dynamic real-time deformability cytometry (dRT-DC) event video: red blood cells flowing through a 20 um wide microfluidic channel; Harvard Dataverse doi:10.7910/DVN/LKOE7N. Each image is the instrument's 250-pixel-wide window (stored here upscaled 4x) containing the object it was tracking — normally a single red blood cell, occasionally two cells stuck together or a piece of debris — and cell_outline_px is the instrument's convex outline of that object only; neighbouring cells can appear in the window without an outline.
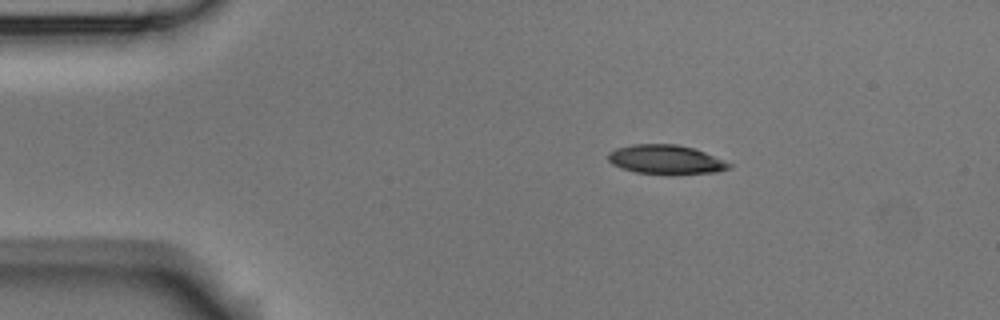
{"species": "Egyptian fruit bat (a non-hibernating species)", "species_latin": "Rousettus aegyptiacus", "temperature_condition": "room temperature", "stored_images_in_passage": 12, "camera_frame_rate_fps": 3000, "um_per_image_px": 0.085, "animal": {"sex": "male"}, "frame": {"image": 1, "passage_image": 1, "time_ms": 0.0, "image_size_px": [1000, 320], "cell_outline_px": [[732, 168], [716, 172], [672, 176], [664, 176], [636, 172], [620, 168], [612, 164], [608, 160], [608, 152], [616, 148], [632, 144], [676, 144], [692, 148], [704, 152], [724, 160], [732, 164]], "centroid_in_image_um": [56.59, 13.6], "position_along_channel_um": 28.4, "area_um2": 21.15}}
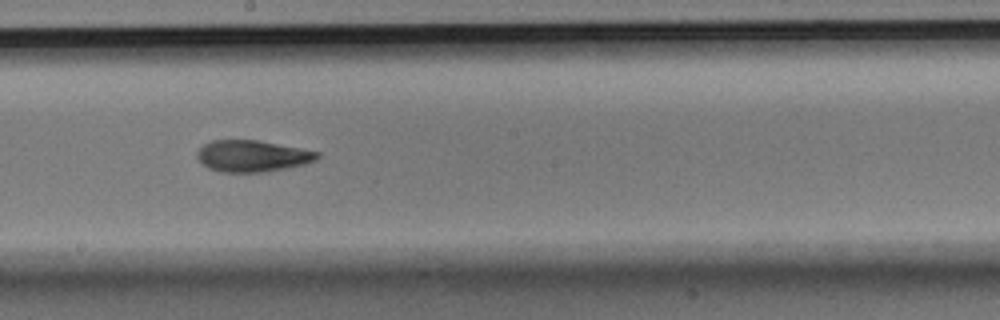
{"frame": {"image": 2, "passage_image": 7, "time_ms": 7.0, "image_size_px": [1000, 320], "cell_outline_px": [[320, 156], [316, 160], [304, 164], [264, 172], [220, 172], [208, 168], [196, 156], [196, 152], [204, 144], [212, 140], [256, 140], [300, 148], [320, 152]], "centroid_in_image_um": [21.43, 13.26], "position_along_channel_um": 226.8, "area_um2": 21.91}}
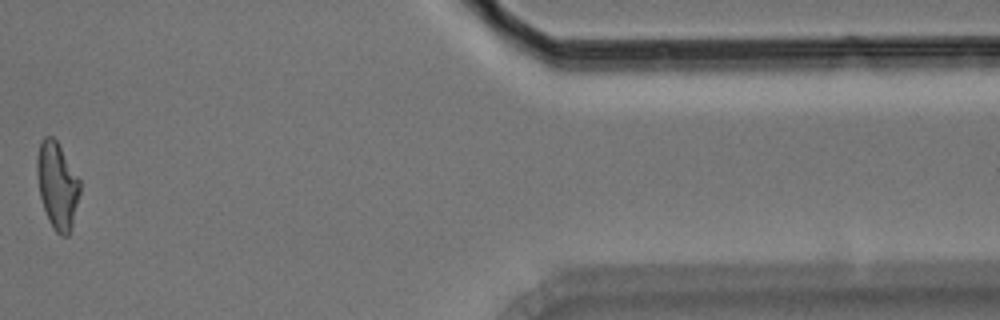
{"frame": {"image": 3, "passage_image": 11, "time_ms": 13.333, "image_size_px": [1000, 320], "cell_outline_px": [[80, 192], [72, 228], [68, 236], [60, 236], [52, 228], [48, 220], [40, 196], [36, 172], [36, 160], [40, 140], [44, 136], [52, 136], [56, 140], [80, 180]], "centroid_in_image_um": [4.86, 15.78], "position_along_channel_um": 406.5, "area_um2": 21.79}, "authors_computed_cell_mechanics": {"area_um2": 21.9062, "velocity_mm_per_s": 3.6299, "shape_relaxation_time_tau1_ms": 5.931, "shape_relaxation_time_tau2_ms": 3.3227, "deformation_change_tau1": 0.1502, "deformation_change_tau2": 0.1076}}